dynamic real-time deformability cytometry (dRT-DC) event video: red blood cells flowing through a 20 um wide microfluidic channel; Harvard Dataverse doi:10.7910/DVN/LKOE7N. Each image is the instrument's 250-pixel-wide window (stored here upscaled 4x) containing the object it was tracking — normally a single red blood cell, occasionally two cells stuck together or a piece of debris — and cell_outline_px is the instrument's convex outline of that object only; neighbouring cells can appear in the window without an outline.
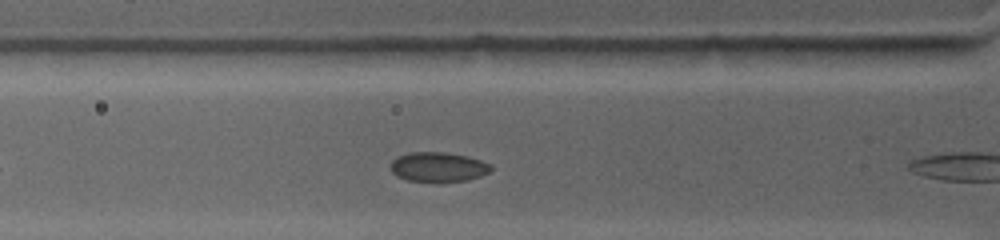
{"species": "common noctule bat (a hibernating species)", "species_latin": "Nyctalus noctula", "temperature_condition": "warm", "stored_images_in_passage": 10, "camera_frame_rate_fps": 4500, "um_per_image_px": 0.085, "animal": {"sex": "female", "body_mass_g": 19.0, "forearm_length_mm": 53.3}, "frame": {"image": 1, "passage_image": 4, "time_ms": 1.778, "image_size_px": [1000, 240], "cell_outline_px": [[492, 168], [488, 172], [480, 176], [468, 180], [408, 180], [396, 176], [392, 172], [392, 160], [396, 156], [408, 152], [444, 152], [464, 156], [480, 160], [492, 164]], "centroid_in_image_um": [37.23, 14.16], "position_along_channel_um": 88.6, "area_um2": 16.88}}
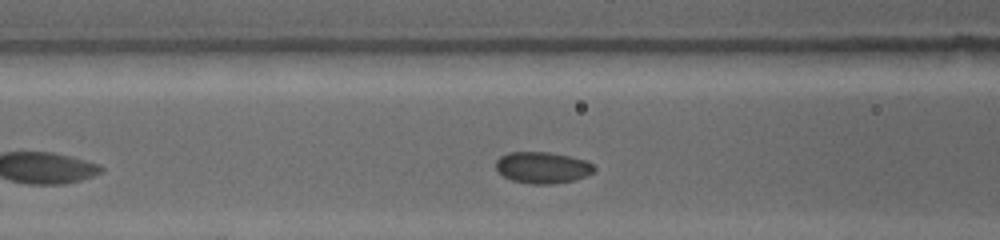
{"frame": {"image": 2, "passage_image": 6, "time_ms": 2.667, "image_size_px": [1000, 240], "cell_outline_px": [[596, 168], [592, 172], [576, 180], [552, 184], [532, 184], [512, 180], [504, 176], [496, 168], [496, 160], [500, 156], [508, 152], [548, 152], [568, 156], [584, 160], [592, 164]], "centroid_in_image_um": [46.09, 14.24], "position_along_channel_um": 120.5, "area_um2": 17.86}}